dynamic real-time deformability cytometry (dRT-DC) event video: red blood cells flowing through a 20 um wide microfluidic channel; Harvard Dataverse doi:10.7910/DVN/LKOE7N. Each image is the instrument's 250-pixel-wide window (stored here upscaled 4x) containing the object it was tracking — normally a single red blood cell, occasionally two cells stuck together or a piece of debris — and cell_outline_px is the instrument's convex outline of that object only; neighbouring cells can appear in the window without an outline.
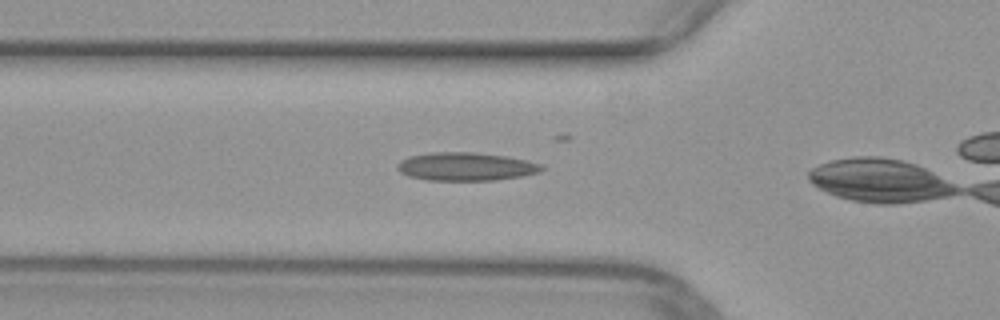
{"species": "common noctule bat (a hibernating species)", "species_latin": "Nyctalus noctula", "temperature_condition": "warm", "stored_images_in_passage": 5, "camera_frame_rate_fps": 3000, "um_per_image_px": 0.085, "animal": {"sex": "female", "body_mass_g": 29.2, "forearm_length_mm": 56.3}, "frame": {"image": 1, "passage_image": 4, "time_ms": 1.0, "image_size_px": [1000, 320], "cell_outline_px": [[544, 168], [540, 172], [524, 176], [496, 180], [428, 180], [408, 176], [400, 172], [396, 168], [396, 164], [400, 160], [408, 156], [432, 152], [476, 152], [504, 156], [528, 160], [540, 164]], "centroid_in_image_um": [39.58, 14.15], "position_along_channel_um": 86.2, "area_um2": 23.93}}